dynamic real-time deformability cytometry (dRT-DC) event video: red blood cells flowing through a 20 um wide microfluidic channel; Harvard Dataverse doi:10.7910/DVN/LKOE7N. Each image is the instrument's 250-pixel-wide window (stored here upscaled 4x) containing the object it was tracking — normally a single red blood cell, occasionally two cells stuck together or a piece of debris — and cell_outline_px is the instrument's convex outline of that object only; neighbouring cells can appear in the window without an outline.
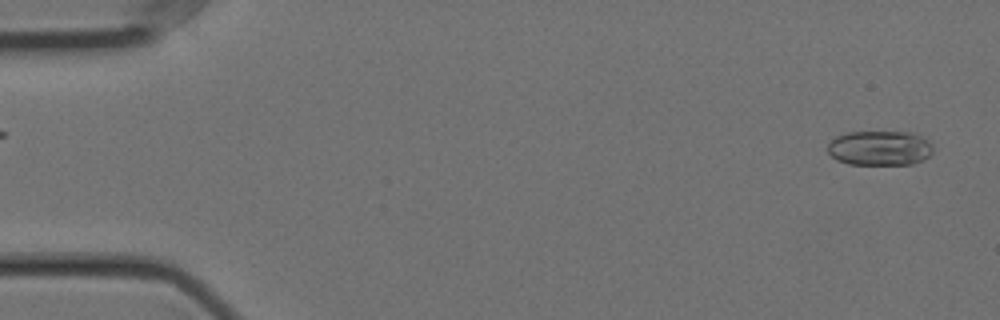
{"species": "Egyptian fruit bat (a non-hibernating species)", "species_latin": "Rousettus aegyptiacus", "temperature_condition": "cold", "stored_images_in_passage": 56, "camera_frame_rate_fps": 3000, "um_per_image_px": 0.085, "animal": {"sex": "female"}, "frame": {"image": 1, "passage_image": 2, "time_ms": 0.333, "image_size_px": [1000, 320], "cell_outline_px": [[932, 152], [928, 156], [912, 164], [848, 164], [836, 160], [828, 152], [828, 144], [836, 136], [848, 132], [912, 132], [928, 140], [932, 144]], "centroid_in_image_um": [74.76, 12.58], "position_along_channel_um": 10.2, "area_um2": 21.27}}
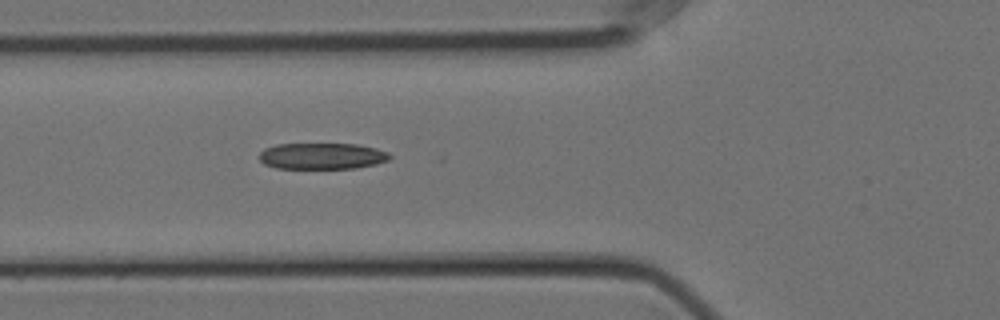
{"frame": {"image": 2, "passage_image": 20, "time_ms": 6.333, "image_size_px": [1000, 320], "cell_outline_px": [[392, 156], [388, 160], [376, 164], [356, 168], [276, 168], [264, 164], [260, 160], [260, 152], [264, 148], [276, 144], [356, 144], [376, 148], [388, 152]], "centroid_in_image_um": [27.38, 13.26], "position_along_channel_um": 98.4, "area_um2": 20.0}}
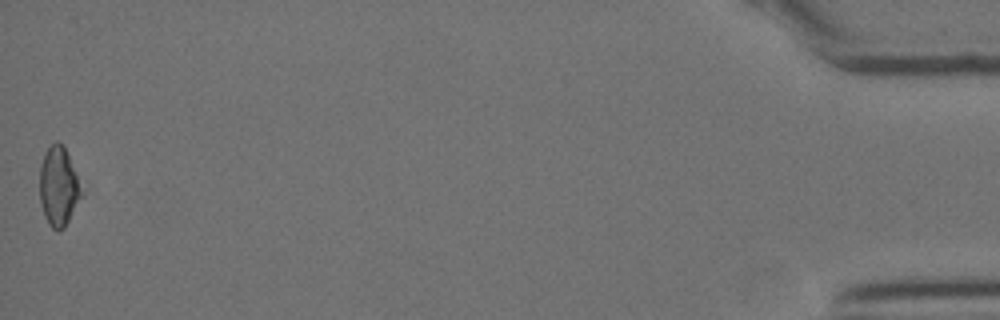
{"frame": {"image": 3, "passage_image": 56, "time_ms": 18.333, "image_size_px": [1000, 320], "cell_outline_px": [[80, 196], [64, 228], [60, 232], [56, 232], [48, 224], [44, 216], [40, 204], [40, 164], [48, 148], [56, 140], [64, 144], [76, 176], [80, 192]], "centroid_in_image_um": [4.92, 15.86], "position_along_channel_um": 430.3, "area_um2": 18.73}, "authors_computed_cell_mechanics": {"area_um2": 20.0277, "velocity_mm_per_s": 3.5402, "shape_relaxation_time_tau1_ms": 3.1639, "shape_relaxation_time_tau2_ms": null, "deformation_change_tau1": 0.3782, "deformation_change_tau2": null}}